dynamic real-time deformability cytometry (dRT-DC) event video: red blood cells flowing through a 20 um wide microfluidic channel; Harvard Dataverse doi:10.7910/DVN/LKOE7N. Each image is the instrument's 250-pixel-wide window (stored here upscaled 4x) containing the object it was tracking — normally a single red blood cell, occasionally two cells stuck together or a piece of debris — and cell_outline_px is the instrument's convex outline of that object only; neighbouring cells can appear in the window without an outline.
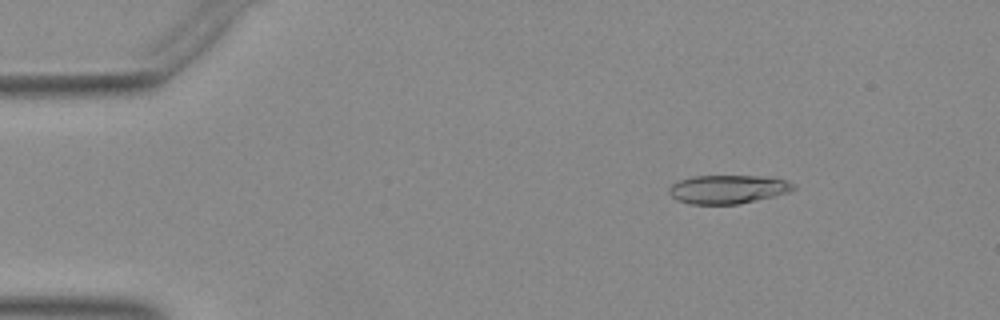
{"species": "Egyptian fruit bat (a non-hibernating species)", "species_latin": "Rousettus aegyptiacus", "temperature_condition": "warm", "stored_images_in_passage": 51, "camera_frame_rate_fps": 3000, "um_per_image_px": 0.085, "animal": {"sex": "female"}, "frame": {"image": 1, "passage_image": 7, "time_ms": 2.0, "image_size_px": [1000, 320], "cell_outline_px": [[796, 188], [788, 192], [756, 200], [736, 204], [688, 204], [676, 200], [668, 192], [668, 188], [672, 184], [680, 180], [692, 176], [756, 176], [788, 180]], "centroid_in_image_um": [61.81, 16.09], "position_along_channel_um": 23.2, "area_um2": 20.58}}
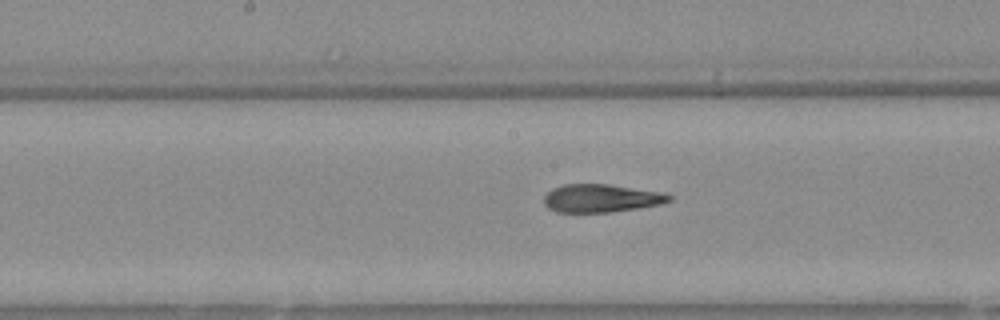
{"frame": {"image": 2, "passage_image": 26, "time_ms": 8.333, "image_size_px": [1000, 320], "cell_outline_px": [[672, 200], [660, 204], [636, 208], [608, 212], [556, 212], [548, 208], [544, 204], [544, 196], [552, 188], [564, 184], [608, 184], [664, 192], [672, 196]], "centroid_in_image_um": [51.09, 16.84], "position_along_channel_um": 197.1, "area_um2": 20.46}}
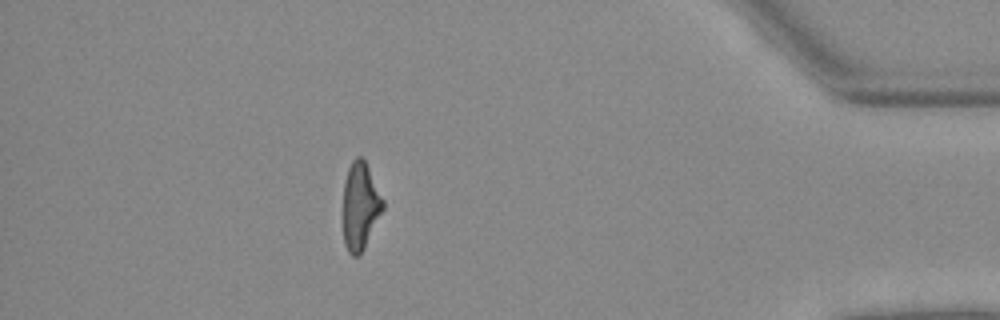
{"frame": {"image": 3, "passage_image": 45, "time_ms": 14.667, "image_size_px": [1000, 320], "cell_outline_px": [[384, 208], [364, 248], [356, 256], [352, 256], [348, 252], [344, 244], [344, 184], [348, 168], [352, 160], [356, 156], [364, 156], [384, 200]], "centroid_in_image_um": [30.64, 17.46], "position_along_channel_um": 404.6, "area_um2": 20.29}}